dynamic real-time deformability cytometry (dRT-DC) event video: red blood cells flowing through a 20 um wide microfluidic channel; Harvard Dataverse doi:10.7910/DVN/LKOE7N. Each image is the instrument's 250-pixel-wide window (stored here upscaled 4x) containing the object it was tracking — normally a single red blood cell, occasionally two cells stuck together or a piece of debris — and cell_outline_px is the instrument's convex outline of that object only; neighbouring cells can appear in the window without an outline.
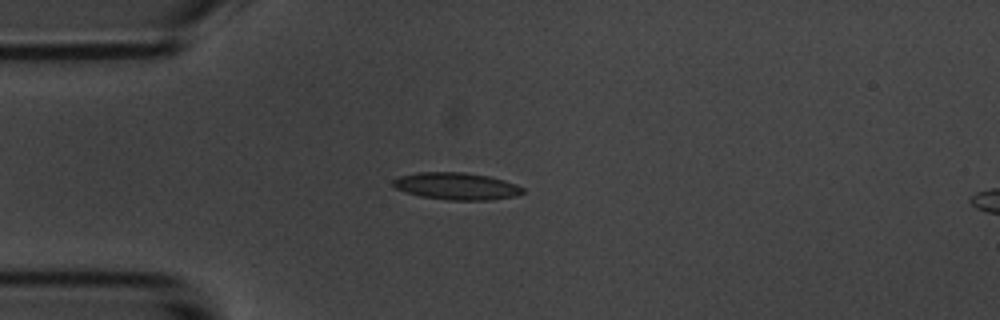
{"species": "common noctule bat (a hibernating species)", "species_latin": "Nyctalus noctula", "temperature_condition": "room temperature", "stored_images_in_passage": 8, "camera_frame_rate_fps": 3000, "um_per_image_px": 0.085, "animal": {"sex": "male", "body_mass_g": 20.1, "forearm_length_mm": 53.5}, "frame": {"image": 1, "passage_image": 1, "time_ms": 0.0, "image_size_px": [1000, 320], "cell_outline_px": [[524, 192], [516, 196], [488, 200], [448, 200], [420, 196], [396, 188], [392, 184], [392, 180], [400, 176], [416, 172], [464, 172], [488, 176], [504, 180], [516, 184], [524, 188]], "centroid_in_image_um": [38.81, 15.82], "position_along_channel_um": 46.2, "area_um2": 20.46}}
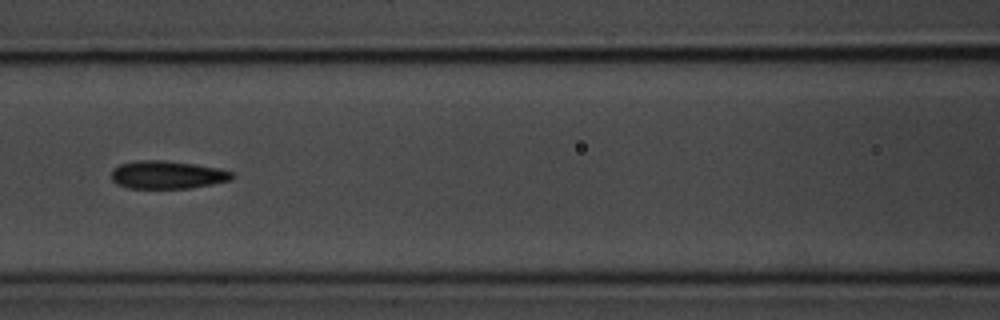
{"frame": {"image": 2, "passage_image": 4, "time_ms": 3.333, "image_size_px": [1000, 320], "cell_outline_px": [[236, 176], [232, 180], [192, 188], [128, 188], [116, 184], [112, 180], [112, 168], [120, 164], [136, 160], [160, 160], [192, 164], [216, 168], [232, 172]], "centroid_in_image_um": [14.2, 14.86], "position_along_channel_um": 152.4, "area_um2": 19.65}}
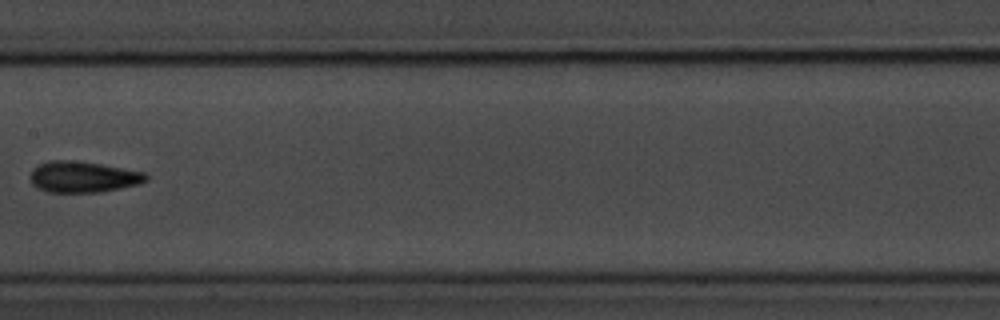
{"frame": {"image": 3, "passage_image": 5, "time_ms": 4.667, "image_size_px": [1000, 320], "cell_outline_px": [[148, 180], [140, 184], [100, 192], [48, 192], [36, 188], [32, 184], [32, 168], [36, 164], [48, 160], [72, 160], [100, 164], [144, 172], [148, 176]], "centroid_in_image_um": [7.04, 15.03], "position_along_channel_um": 200.4, "area_um2": 21.04}}